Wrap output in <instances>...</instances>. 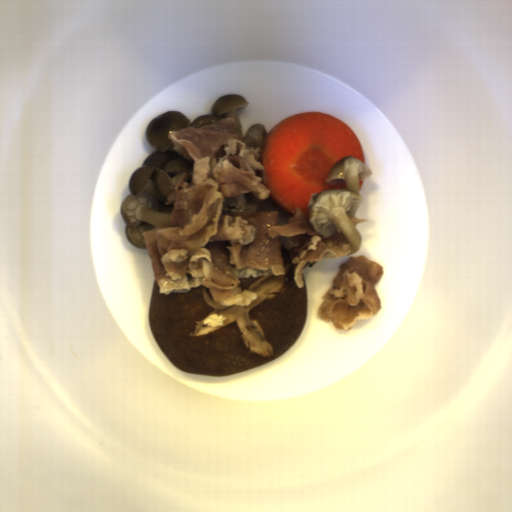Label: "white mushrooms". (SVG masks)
Masks as SVG:
<instances>
[{
  "instance_id": "obj_2",
  "label": "white mushrooms",
  "mask_w": 512,
  "mask_h": 512,
  "mask_svg": "<svg viewBox=\"0 0 512 512\" xmlns=\"http://www.w3.org/2000/svg\"><path fill=\"white\" fill-rule=\"evenodd\" d=\"M372 174L366 162L352 155L342 157L331 167L325 181L332 187L343 184L344 188L311 194L307 204L308 223L313 230L324 239L336 232L344 235L350 244L349 255H354L362 246V235L350 218L363 201L360 181H365Z\"/></svg>"
},
{
  "instance_id": "obj_1",
  "label": "white mushrooms",
  "mask_w": 512,
  "mask_h": 512,
  "mask_svg": "<svg viewBox=\"0 0 512 512\" xmlns=\"http://www.w3.org/2000/svg\"><path fill=\"white\" fill-rule=\"evenodd\" d=\"M248 105L241 94H224L211 105L212 113L196 116L191 122L185 114L171 110L149 121L145 129L146 139L156 151L131 174L128 180L130 194L120 204L126 238L132 246L147 250L143 233L169 225L175 202L166 205L167 197L175 190L180 176L184 173V181L191 184L192 163L175 151L170 133L188 126L198 128L223 118H234L237 121L235 134L242 136L239 113Z\"/></svg>"
},
{
  "instance_id": "obj_3",
  "label": "white mushrooms",
  "mask_w": 512,
  "mask_h": 512,
  "mask_svg": "<svg viewBox=\"0 0 512 512\" xmlns=\"http://www.w3.org/2000/svg\"><path fill=\"white\" fill-rule=\"evenodd\" d=\"M267 127L262 123L250 125L243 140L248 147H257L262 150L263 143L267 137Z\"/></svg>"
}]
</instances>
